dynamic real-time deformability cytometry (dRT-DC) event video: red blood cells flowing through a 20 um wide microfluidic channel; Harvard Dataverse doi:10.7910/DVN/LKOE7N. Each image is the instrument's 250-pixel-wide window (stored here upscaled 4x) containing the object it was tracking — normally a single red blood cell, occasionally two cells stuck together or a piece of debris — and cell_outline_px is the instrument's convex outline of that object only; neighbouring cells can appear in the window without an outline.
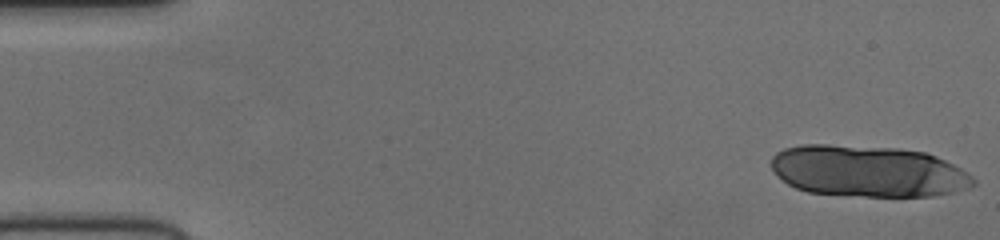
{"species": "human", "species_latin": "Homo sapiens", "temperature_condition": "cold", "stored_images_in_passage": 15, "camera_frame_rate_fps": 3000, "um_per_image_px": 0.085, "donor": {"sex": "female"}, "frame": {"image": 1, "passage_image": 1, "time_ms": 0.0, "image_size_px": [1000, 240], "cell_outline_px": [[976, 184], [968, 188], [952, 192], [932, 196], [864, 196], [808, 192], [796, 188], [788, 184], [776, 176], [772, 168], [772, 156], [776, 152], [784, 148], [800, 144], [828, 144], [900, 148], [924, 152], [936, 156], [960, 168], [972, 176], [976, 180]], "centroid_in_image_um": [73.75, 14.54], "position_along_channel_um": 11.2, "area_um2": 60.75}}